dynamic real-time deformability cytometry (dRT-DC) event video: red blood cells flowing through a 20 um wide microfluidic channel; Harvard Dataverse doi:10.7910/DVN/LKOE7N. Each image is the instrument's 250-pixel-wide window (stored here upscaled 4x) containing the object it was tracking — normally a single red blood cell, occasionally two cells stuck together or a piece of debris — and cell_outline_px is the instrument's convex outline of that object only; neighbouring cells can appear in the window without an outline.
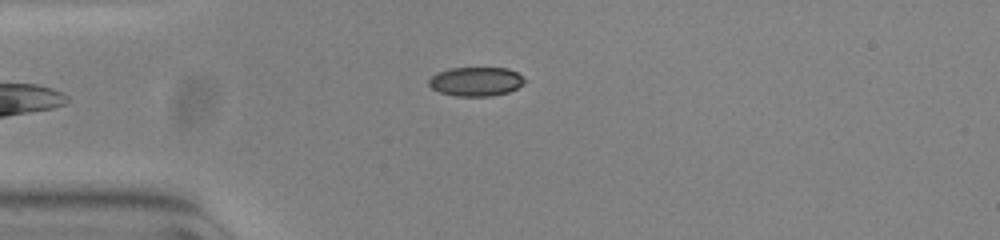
{"species": "common noctule bat (a hibernating species)", "species_latin": "Nyctalus noctula", "temperature_condition": "warm", "stored_images_in_passage": 33, "camera_frame_rate_fps": 3000, "um_per_image_px": 0.085, "animal": {"sex": "female", "body_mass_g": 23.0, "forearm_length_mm": 53.4}, "frame": {"image": 1, "passage_image": 1, "time_ms": 0.0, "image_size_px": [1000, 240], "cell_outline_px": [[524, 84], [508, 92], [492, 96], [456, 96], [440, 92], [432, 88], [428, 84], [428, 80], [436, 72], [448, 68], [508, 68], [516, 72], [524, 80]], "centroid_in_image_um": [40.42, 6.93], "position_along_channel_um": 44.6, "area_um2": 16.18}}
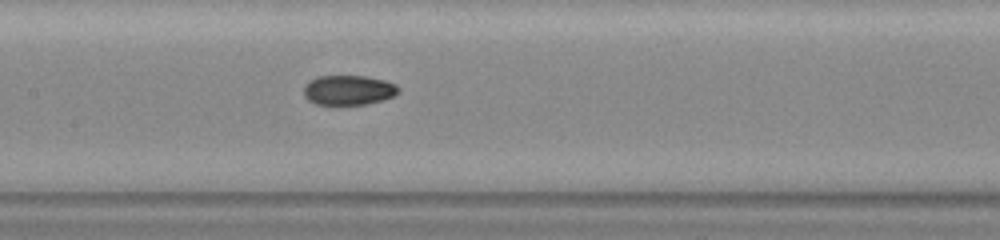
{"frame": {"image": 2, "passage_image": 13, "time_ms": 4.0, "image_size_px": [1000, 240], "cell_outline_px": [[400, 92], [392, 96], [380, 100], [364, 104], [316, 104], [308, 100], [304, 96], [304, 84], [308, 80], [320, 76], [368, 76], [384, 80], [396, 84], [400, 88]], "centroid_in_image_um": [29.61, 7.64], "position_along_channel_um": 177.8, "area_um2": 16.42}}
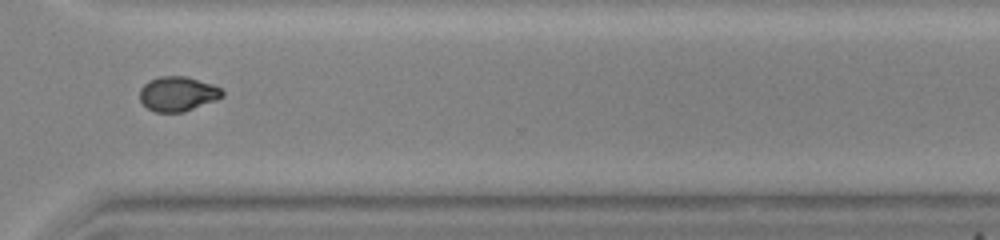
{"frame": {"image": 3, "passage_image": 27, "time_ms": 8.667, "image_size_px": [1000, 240], "cell_outline_px": [[224, 96], [216, 100], [184, 112], [156, 112], [148, 108], [140, 100], [140, 88], [148, 80], [160, 76], [188, 76], [212, 84], [220, 88], [224, 92]], "centroid_in_image_um": [15.12, 7.97], "position_along_channel_um": 355.5, "area_um2": 16.76}, "authors_computed_cell_mechanics": {"area_um2": 16.762, "velocity_mm_per_s": 3.8086, "shape_relaxation_time_tau1_ms": null, "shape_relaxation_time_tau2_ms": 1.5998, "deformation_change_tau1": null, "deformation_change_tau2": 0.0461}}